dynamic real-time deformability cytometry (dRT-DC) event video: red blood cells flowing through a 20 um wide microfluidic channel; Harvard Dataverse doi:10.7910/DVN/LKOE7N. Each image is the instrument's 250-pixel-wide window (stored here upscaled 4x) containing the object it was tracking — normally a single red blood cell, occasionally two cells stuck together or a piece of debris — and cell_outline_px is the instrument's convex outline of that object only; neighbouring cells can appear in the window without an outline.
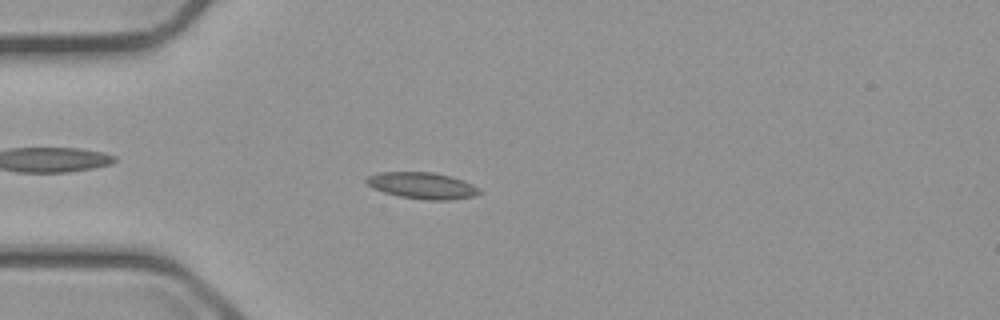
{"species": "common noctule bat (a hibernating species)", "species_latin": "Nyctalus noctula", "temperature_condition": "cold", "stored_images_in_passage": 5, "camera_frame_rate_fps": 3000, "um_per_image_px": 0.085, "animal": {"sex": "male", "body_mass_g": 23.1, "forearm_length_mm": 52.7}, "frame": {"image": 1, "passage_image": 5, "time_ms": 4.667, "image_size_px": [1000, 320], "cell_outline_px": [[480, 192], [476, 196], [448, 200], [428, 200], [400, 196], [384, 192], [372, 188], [364, 180], [368, 176], [380, 172], [432, 172], [448, 176], [472, 184], [480, 188]], "centroid_in_image_um": [35.88, 15.78], "position_along_channel_um": 49.1, "area_um2": 17.22}}